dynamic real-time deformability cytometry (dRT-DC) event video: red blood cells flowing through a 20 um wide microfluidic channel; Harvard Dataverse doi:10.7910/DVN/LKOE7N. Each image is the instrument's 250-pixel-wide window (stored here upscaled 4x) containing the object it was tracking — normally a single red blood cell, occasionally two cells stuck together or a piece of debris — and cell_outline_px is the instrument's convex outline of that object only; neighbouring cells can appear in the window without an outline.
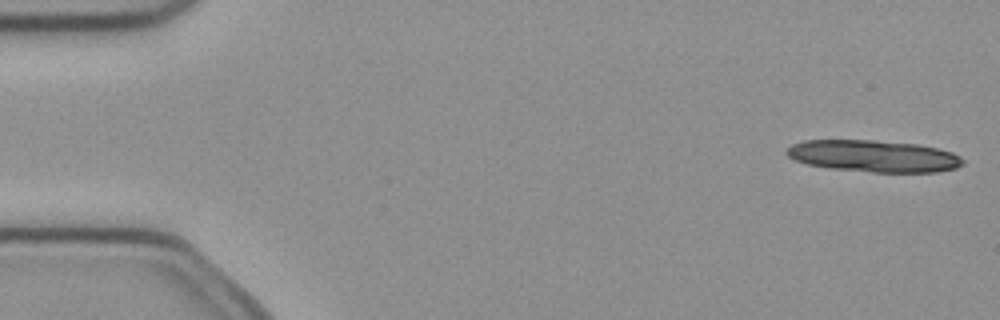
{"species": "common noctule bat (a hibernating species)", "species_latin": "Nyctalus noctula", "temperature_condition": "cold", "stored_images_in_passage": 5, "camera_frame_rate_fps": 3000, "um_per_image_px": 0.085, "animal": {"sex": "female", "body_mass_g": 21.9}, "frame": {"image": 1, "passage_image": 1, "time_ms": 0.0, "image_size_px": [1000, 320], "cell_outline_px": [[964, 164], [956, 168], [936, 172], [872, 172], [832, 168], [808, 164], [796, 160], [788, 156], [784, 152], [792, 144], [804, 140], [876, 140], [920, 144], [952, 152], [960, 156], [964, 160]], "centroid_in_image_um": [74.29, 13.26], "position_along_channel_um": 10.7, "area_um2": 32.71}}